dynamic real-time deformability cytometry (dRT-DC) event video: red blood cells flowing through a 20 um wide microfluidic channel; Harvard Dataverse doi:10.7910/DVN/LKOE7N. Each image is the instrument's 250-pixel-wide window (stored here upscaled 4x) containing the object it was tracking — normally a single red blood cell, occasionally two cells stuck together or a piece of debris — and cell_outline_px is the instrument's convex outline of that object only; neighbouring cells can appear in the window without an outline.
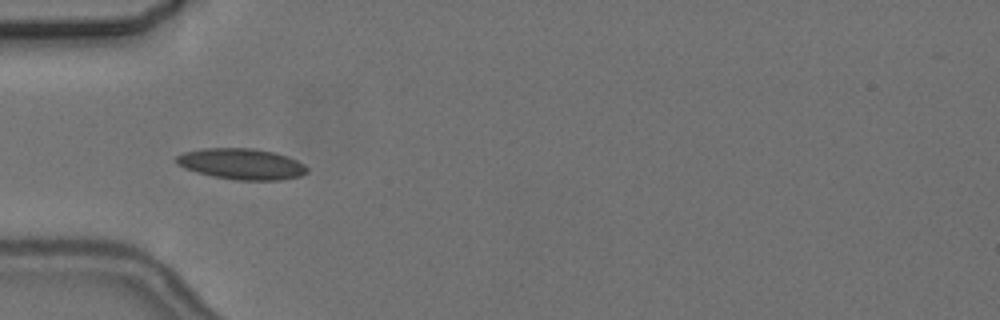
{"species": "common noctule bat (a hibernating species)", "species_latin": "Nyctalus noctula", "temperature_condition": "cold", "stored_images_in_passage": 6, "camera_frame_rate_fps": 3000, "um_per_image_px": 0.085, "animal": {"sex": "female", "body_mass_g": 24.6, "forearm_length_mm": 56.2}, "frame": {"image": 1, "passage_image": 5, "time_ms": 5.667, "image_size_px": [1000, 320], "cell_outline_px": [[308, 172], [300, 176], [280, 180], [236, 180], [212, 176], [196, 172], [184, 168], [176, 164], [176, 156], [184, 152], [204, 148], [252, 148], [272, 152], [296, 160], [304, 164], [308, 168]], "centroid_in_image_um": [20.51, 13.94], "position_along_channel_um": 64.5, "area_um2": 23.52}}
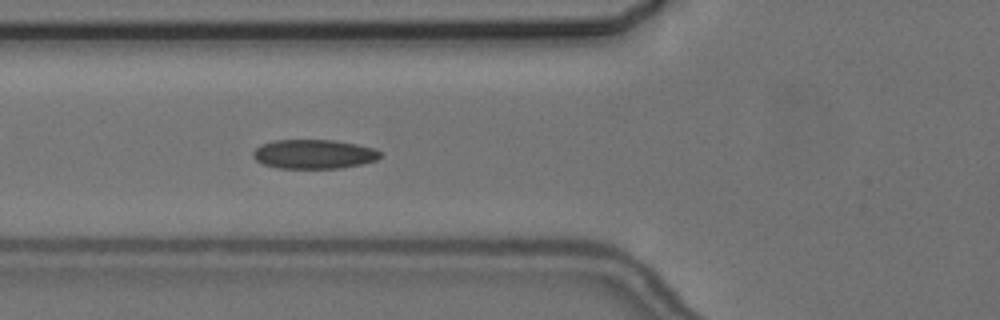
{"frame": {"image": 2, "passage_image": 6, "time_ms": 6.667, "image_size_px": [1000, 320], "cell_outline_px": [[380, 156], [376, 160], [360, 164], [340, 168], [276, 168], [264, 164], [256, 160], [252, 156], [252, 152], [260, 144], [276, 140], [332, 140], [356, 144], [376, 148], [380, 152]], "centroid_in_image_um": [26.65, 13.1], "position_along_channel_um": 99.1, "area_um2": 21.62}}